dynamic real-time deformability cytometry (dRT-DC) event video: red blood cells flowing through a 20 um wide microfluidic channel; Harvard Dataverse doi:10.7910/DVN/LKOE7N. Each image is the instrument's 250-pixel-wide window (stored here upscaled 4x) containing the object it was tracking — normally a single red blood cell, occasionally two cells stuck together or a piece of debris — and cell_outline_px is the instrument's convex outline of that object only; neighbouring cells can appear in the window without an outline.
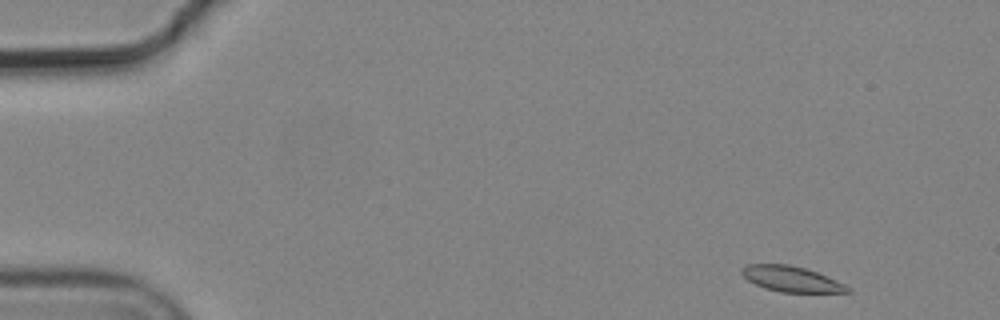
{"species": "common noctule bat (a hibernating species)", "species_latin": "Nyctalus noctula", "temperature_condition": "cold", "stored_images_in_passage": 4, "camera_frame_rate_fps": 3000, "um_per_image_px": 0.085, "animal": {"sex": "male", "body_mass_g": 19.2, "forearm_length_mm": 51.8}, "frame": {"image": 1, "passage_image": 1, "time_ms": 0.0, "image_size_px": [1000, 320], "cell_outline_px": [[852, 292], [780, 292], [764, 288], [748, 280], [740, 272], [740, 268], [744, 264], [788, 264], [804, 268], [816, 272], [836, 280], [852, 288]], "centroid_in_image_um": [67.24, 23.71], "position_along_channel_um": 17.8, "area_um2": 15.72}}
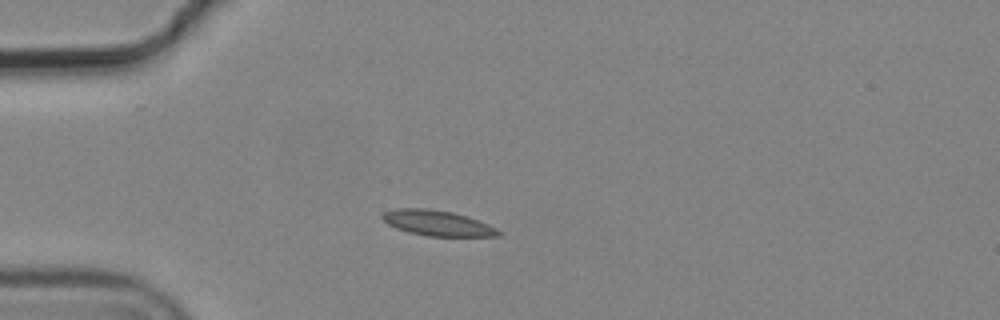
{"frame": {"image": 2, "passage_image": 4, "time_ms": 1.0, "image_size_px": [1000, 320], "cell_outline_px": [[500, 236], [428, 236], [408, 232], [396, 228], [388, 224], [380, 216], [384, 212], [396, 208], [428, 208], [452, 212], [488, 224], [496, 228], [500, 232]], "centroid_in_image_um": [37.13, 18.96], "position_along_channel_um": 47.9, "area_um2": 16.99}}